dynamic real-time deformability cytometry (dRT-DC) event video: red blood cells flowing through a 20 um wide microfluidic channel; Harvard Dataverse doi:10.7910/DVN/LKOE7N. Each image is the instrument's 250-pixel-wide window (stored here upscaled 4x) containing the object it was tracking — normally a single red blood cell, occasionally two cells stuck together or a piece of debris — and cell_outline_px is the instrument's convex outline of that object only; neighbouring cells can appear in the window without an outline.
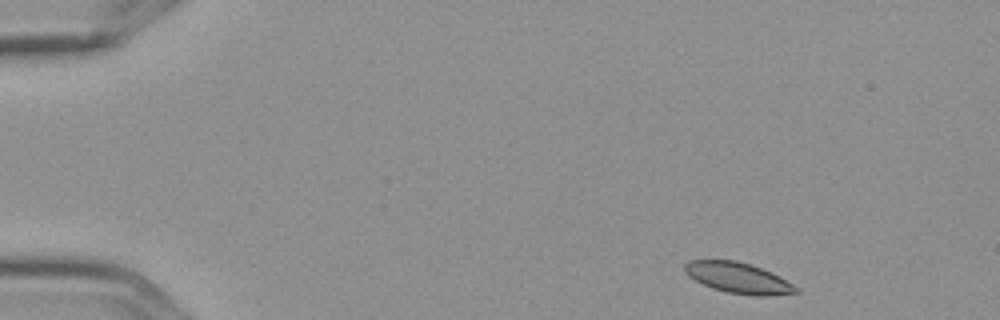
{"species": "Egyptian fruit bat (a non-hibernating species)", "species_latin": "Rousettus aegyptiacus", "temperature_condition": "cold", "stored_images_in_passage": 4, "camera_frame_rate_fps": 3000, "um_per_image_px": 0.085, "frame": {"image": 1, "passage_image": 1, "time_ms": 0.0, "image_size_px": [1000, 320], "cell_outline_px": [[800, 292], [768, 296], [752, 296], [728, 292], [712, 288], [688, 276], [684, 272], [684, 264], [688, 260], [736, 260], [752, 264], [772, 272], [800, 288]], "centroid_in_image_um": [62.77, 23.62], "position_along_channel_um": 22.2, "area_um2": 20.11}}
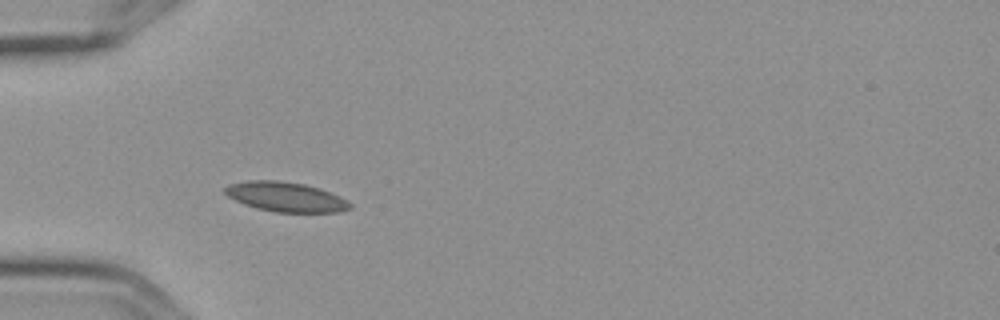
{"frame": {"image": 2, "passage_image": 4, "time_ms": 1.0, "image_size_px": [1000, 320], "cell_outline_px": [[352, 208], [340, 212], [276, 212], [256, 208], [244, 204], [228, 196], [224, 192], [224, 188], [228, 184], [248, 180], [276, 180], [304, 184], [320, 188], [340, 196], [348, 200], [352, 204]], "centroid_in_image_um": [24.31, 16.73], "position_along_channel_um": 60.7, "area_um2": 21.73}}